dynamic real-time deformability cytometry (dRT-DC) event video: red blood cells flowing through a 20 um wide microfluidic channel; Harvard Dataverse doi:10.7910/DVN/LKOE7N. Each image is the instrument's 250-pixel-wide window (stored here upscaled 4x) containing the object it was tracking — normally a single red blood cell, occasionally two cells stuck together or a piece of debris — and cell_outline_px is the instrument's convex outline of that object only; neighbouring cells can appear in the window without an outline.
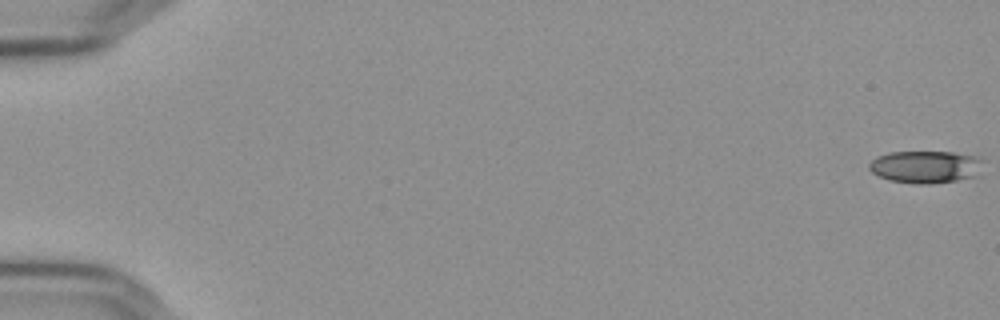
{"species": "Egyptian fruit bat (a non-hibernating species)", "species_latin": "Rousettus aegyptiacus", "temperature_condition": "cold", "stored_images_in_passage": 57, "camera_frame_rate_fps": 3000, "um_per_image_px": 0.085, "frame": {"image": 1, "passage_image": 1, "time_ms": 0.0, "image_size_px": [1000, 320], "cell_outline_px": [[980, 176], [956, 180], [928, 184], [920, 184], [888, 180], [872, 172], [868, 168], [868, 164], [876, 156], [888, 152], [952, 152], [976, 156], [980, 160]], "centroid_in_image_um": [78.64, 14.18], "position_along_channel_um": 6.4, "area_um2": 21.5}}
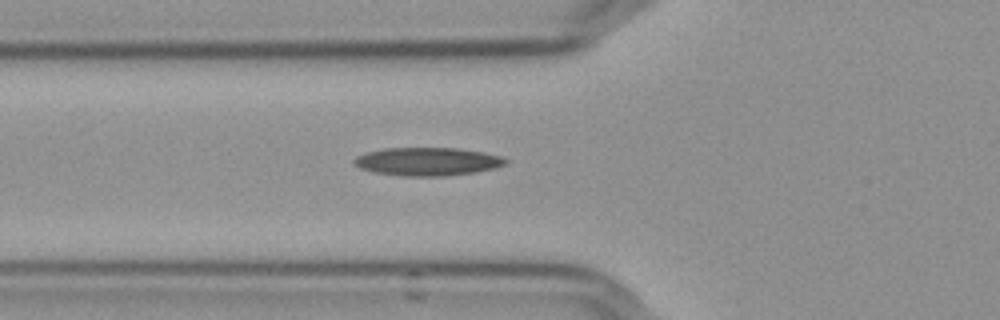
{"frame": {"image": 2, "passage_image": 22, "time_ms": 7.0, "image_size_px": [1000, 320], "cell_outline_px": [[508, 160], [504, 164], [492, 168], [472, 172], [440, 176], [404, 176], [376, 172], [360, 168], [352, 164], [352, 160], [356, 156], [368, 152], [384, 148], [456, 148], [484, 152], [500, 156]], "centroid_in_image_um": [36.27, 13.72], "position_along_channel_um": 89.5, "area_um2": 24.57}}
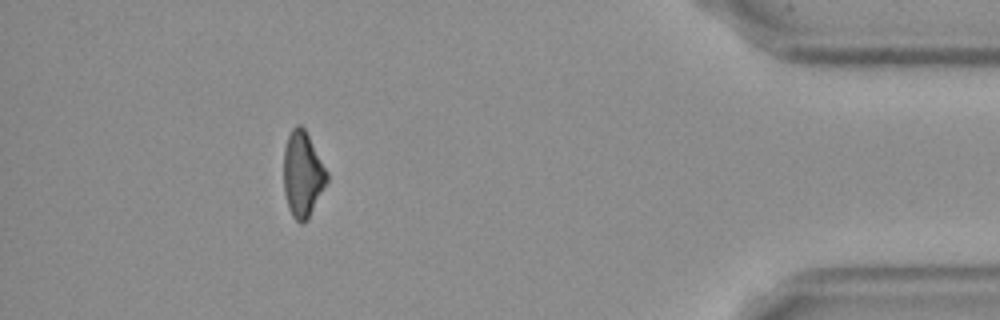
{"frame": {"image": 3, "passage_image": 52, "time_ms": 17.0, "image_size_px": [1000, 320], "cell_outline_px": [[328, 180], [308, 216], [300, 224], [292, 216], [288, 208], [284, 192], [284, 148], [288, 136], [292, 128], [296, 124], [300, 124], [304, 128], [328, 172]], "centroid_in_image_um": [25.7, 14.77], "position_along_channel_um": 409.5, "area_um2": 21.15}}